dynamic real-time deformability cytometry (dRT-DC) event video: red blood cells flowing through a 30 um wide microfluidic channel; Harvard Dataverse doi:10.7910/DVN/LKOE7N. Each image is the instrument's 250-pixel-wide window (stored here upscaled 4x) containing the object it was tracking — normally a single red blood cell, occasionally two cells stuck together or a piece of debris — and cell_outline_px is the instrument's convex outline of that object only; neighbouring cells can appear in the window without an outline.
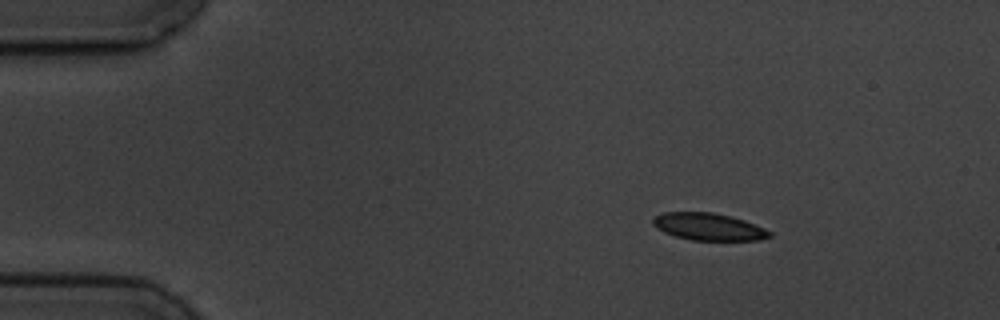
{"species": "common noctule bat (a hibernating species)", "species_latin": "Nyctalus noctula", "temperature_condition": "cold", "stored_images_in_passage": 3, "camera_frame_rate_fps": 3000, "um_per_image_px": 0.085, "animal": {"sex": "male", "body_mass_g": 19.5, "forearm_length_mm": 54.6}, "frame": {"image": 1, "passage_image": 1, "time_ms": 0.0, "image_size_px": [1000, 320], "cell_outline_px": [[772, 236], [760, 240], [692, 240], [676, 236], [664, 232], [656, 228], [652, 224], [652, 220], [656, 216], [664, 212], [712, 212], [732, 216], [744, 220], [764, 228], [772, 232]], "centroid_in_image_um": [60.24, 19.27], "position_along_channel_um": 24.8, "area_um2": 18.5}}